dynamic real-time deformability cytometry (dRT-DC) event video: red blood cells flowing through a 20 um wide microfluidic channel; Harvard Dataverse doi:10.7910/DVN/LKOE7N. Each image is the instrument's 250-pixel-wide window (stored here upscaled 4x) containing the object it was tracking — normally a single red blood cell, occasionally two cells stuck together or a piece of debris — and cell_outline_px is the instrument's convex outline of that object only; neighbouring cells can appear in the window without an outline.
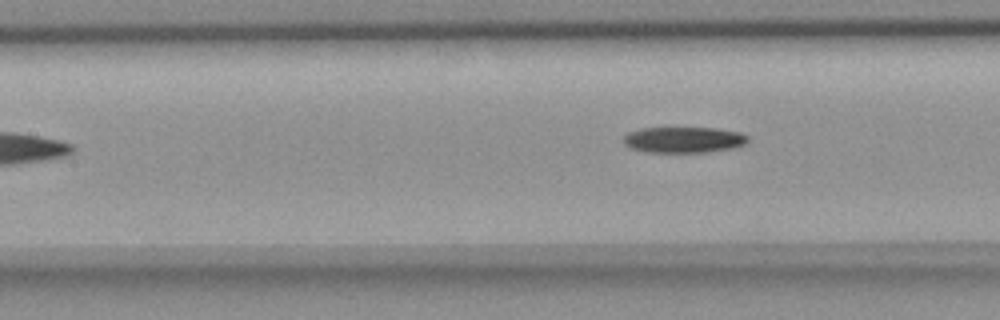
{"species": "common noctule bat (a hibernating species)", "species_latin": "Nyctalus noctula", "temperature_condition": "room temperature", "stored_images_in_passage": 5, "camera_frame_rate_fps": 3000, "um_per_image_px": 0.085, "animal": {"sex": "female", "body_mass_g": 18.4}, "frame": {"image": 1, "passage_image": 5, "time_ms": 5.0, "image_size_px": [1000, 320], "cell_outline_px": [[748, 140], [744, 144], [732, 148], [704, 152], [644, 152], [628, 148], [624, 144], [624, 136], [628, 132], [640, 128], [716, 128], [740, 132], [748, 136]], "centroid_in_image_um": [58.07, 11.88], "position_along_channel_um": 149.3, "area_um2": 18.84}}